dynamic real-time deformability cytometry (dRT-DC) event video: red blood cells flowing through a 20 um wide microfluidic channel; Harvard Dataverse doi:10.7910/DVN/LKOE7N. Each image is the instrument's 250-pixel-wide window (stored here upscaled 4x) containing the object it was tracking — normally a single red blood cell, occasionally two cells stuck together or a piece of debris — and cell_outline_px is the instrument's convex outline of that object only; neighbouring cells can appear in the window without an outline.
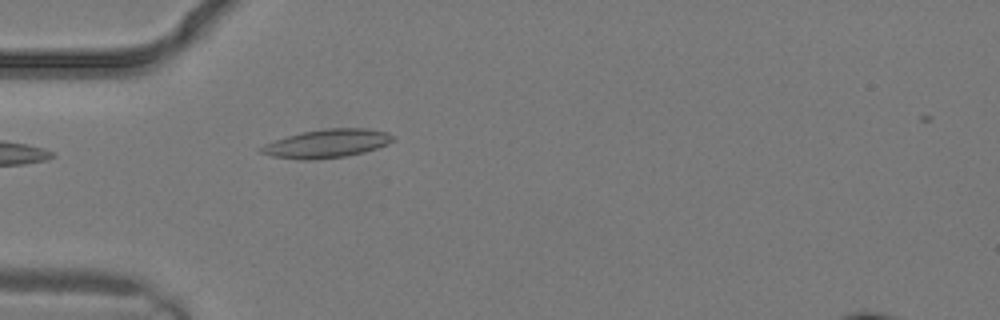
{"species": "common noctule bat (a hibernating species)", "species_latin": "Nyctalus noctula", "temperature_condition": "warm", "stored_images_in_passage": 2, "camera_frame_rate_fps": 3000, "um_per_image_px": 0.085, "animal": {"sex": "male", "body_mass_g": 19.2, "forearm_length_mm": 51.8}, "frame": {"image": 1, "passage_image": 2, "time_ms": 0.333, "image_size_px": [1000, 320], "cell_outline_px": [[396, 140], [388, 144], [364, 152], [344, 156], [312, 160], [300, 160], [272, 156], [260, 152], [260, 148], [264, 144], [300, 132], [328, 128], [364, 128], [388, 132], [396, 136]], "centroid_in_image_um": [27.83, 12.19], "position_along_channel_um": 57.2, "area_um2": 21.85}}